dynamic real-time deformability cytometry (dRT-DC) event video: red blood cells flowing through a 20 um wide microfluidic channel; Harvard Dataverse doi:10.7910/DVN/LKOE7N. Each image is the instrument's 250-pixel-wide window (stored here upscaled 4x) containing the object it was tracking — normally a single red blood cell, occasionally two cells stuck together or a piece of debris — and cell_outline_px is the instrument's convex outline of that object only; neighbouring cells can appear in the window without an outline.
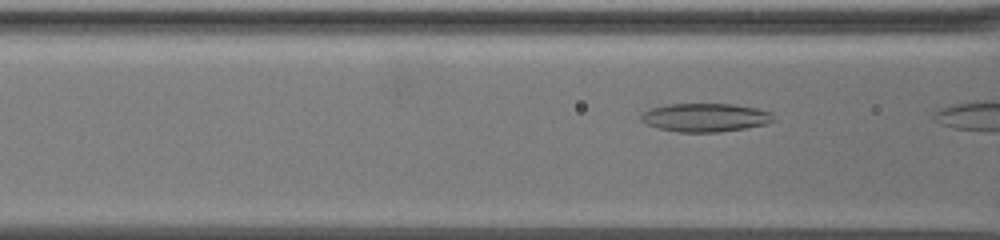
{"species": "common noctule bat (a hibernating species)", "species_latin": "Nyctalus noctula", "temperature_condition": "warm", "stored_images_in_passage": 5, "camera_frame_rate_fps": 3000, "um_per_image_px": 0.085, "animal": {"sex": "female", "body_mass_g": 19.5, "forearm_length_mm": 54.1}, "frame": {"image": 1, "passage_image": 4, "time_ms": 1.0, "image_size_px": [1000, 240], "cell_outline_px": [[776, 120], [768, 124], [720, 132], [676, 132], [660, 128], [648, 124], [640, 120], [640, 112], [648, 108], [668, 104], [732, 104], [756, 108], [772, 112]], "centroid_in_image_um": [59.95, 9.98], "position_along_channel_um": 106.7, "area_um2": 22.2}}